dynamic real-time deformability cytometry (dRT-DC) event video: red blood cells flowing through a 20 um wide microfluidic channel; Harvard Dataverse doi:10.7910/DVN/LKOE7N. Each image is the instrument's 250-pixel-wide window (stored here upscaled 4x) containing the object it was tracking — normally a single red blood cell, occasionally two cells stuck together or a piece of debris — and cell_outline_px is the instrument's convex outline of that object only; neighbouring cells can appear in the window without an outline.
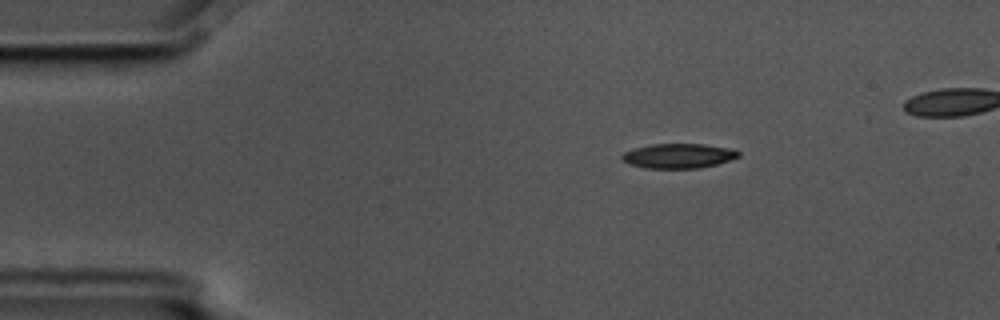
{"species": "common noctule bat (a hibernating species)", "species_latin": "Nyctalus noctula", "temperature_condition": "cold", "stored_images_in_passage": 4, "camera_frame_rate_fps": 3000, "um_per_image_px": 0.085, "animal": {"sex": "male", "body_mass_g": 17.5, "forearm_length_mm": 52.3}, "frame": {"image": 1, "passage_image": 1, "time_ms": 0.0, "image_size_px": [1000, 320], "cell_outline_px": [[740, 156], [716, 164], [700, 168], [644, 168], [628, 164], [620, 160], [620, 156], [624, 152], [636, 148], [652, 144], [704, 144], [724, 148], [740, 152]], "centroid_in_image_um": [57.59, 13.26], "position_along_channel_um": 27.4, "area_um2": 16.59}}